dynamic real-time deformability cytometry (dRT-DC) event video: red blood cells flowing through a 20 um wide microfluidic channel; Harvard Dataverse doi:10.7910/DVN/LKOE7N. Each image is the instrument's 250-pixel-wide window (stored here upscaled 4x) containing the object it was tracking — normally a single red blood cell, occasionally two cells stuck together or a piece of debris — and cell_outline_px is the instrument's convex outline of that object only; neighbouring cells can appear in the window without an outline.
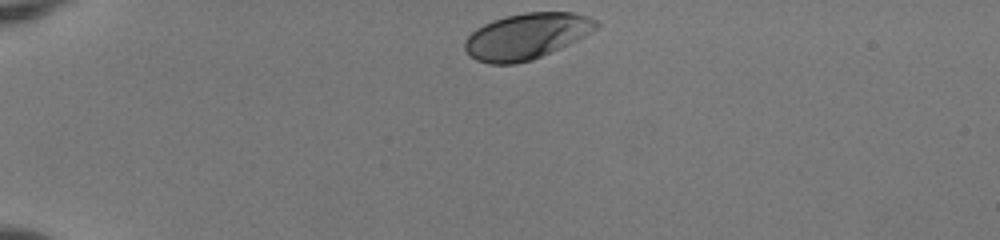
{"species": "human", "species_latin": "Homo sapiens", "temperature_condition": "room temperature", "stored_images_in_passage": 36, "camera_frame_rate_fps": 3000, "um_per_image_px": 0.085, "donor": {"sex": "female"}, "frame": {"image": 1, "passage_image": 1, "time_ms": 0.0, "image_size_px": [1000, 240], "cell_outline_px": [[600, 24], [592, 32], [568, 44], [532, 60], [516, 64], [488, 64], [476, 60], [464, 48], [464, 40], [476, 28], [492, 20], [504, 16], [524, 12], [572, 12], [588, 16], [596, 20]], "centroid_in_image_um": [44.74, 3.07], "position_along_channel_um": 40.3, "area_um2": 35.14}}
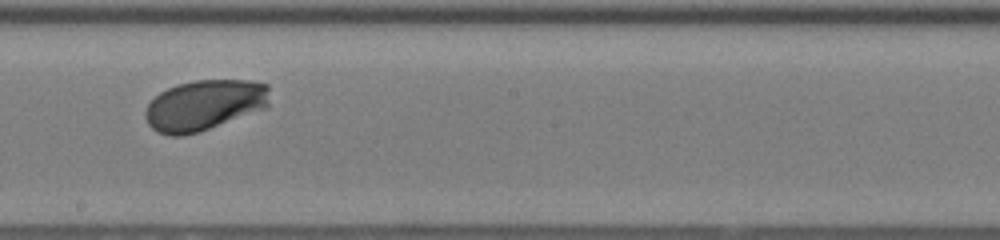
{"frame": {"image": 2, "passage_image": 20, "time_ms": 6.333, "image_size_px": [1000, 240], "cell_outline_px": [[268, 108], [200, 132], [184, 136], [168, 136], [156, 132], [148, 124], [144, 116], [144, 112], [148, 104], [160, 92], [168, 88], [180, 84], [196, 80], [252, 80], [268, 84]], "centroid_in_image_um": [17.37, 8.96], "position_along_channel_um": 230.8, "area_um2": 37.05}}
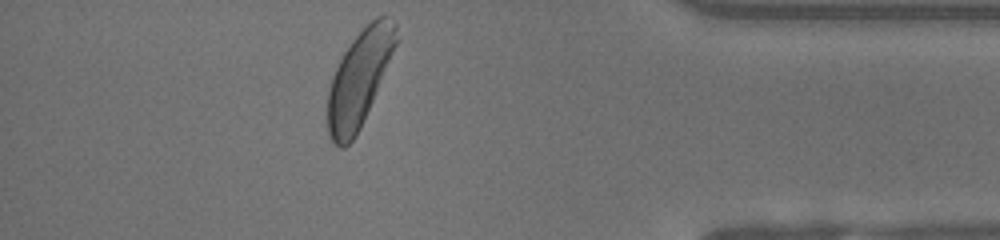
{"frame": {"image": 3, "passage_image": 35, "time_ms": 11.333, "image_size_px": [1000, 240], "cell_outline_px": [[400, 40], [360, 128], [356, 136], [344, 148], [340, 148], [328, 136], [328, 92], [332, 76], [344, 52], [352, 40], [376, 16], [384, 16], [396, 20], [400, 36]], "centroid_in_image_um": [30.59, 6.63], "position_along_channel_um": 404.6, "area_um2": 38.21}, "authors_computed_cell_mechanics": {"area_um2": 36.0961, "velocity_mm_per_s": 3.9898, "shape_relaxation_time_tau1_ms": 1.8524, "shape_relaxation_time_tau2_ms": null, "deformation_change_tau1": 0.1389, "deformation_change_tau2": null}}